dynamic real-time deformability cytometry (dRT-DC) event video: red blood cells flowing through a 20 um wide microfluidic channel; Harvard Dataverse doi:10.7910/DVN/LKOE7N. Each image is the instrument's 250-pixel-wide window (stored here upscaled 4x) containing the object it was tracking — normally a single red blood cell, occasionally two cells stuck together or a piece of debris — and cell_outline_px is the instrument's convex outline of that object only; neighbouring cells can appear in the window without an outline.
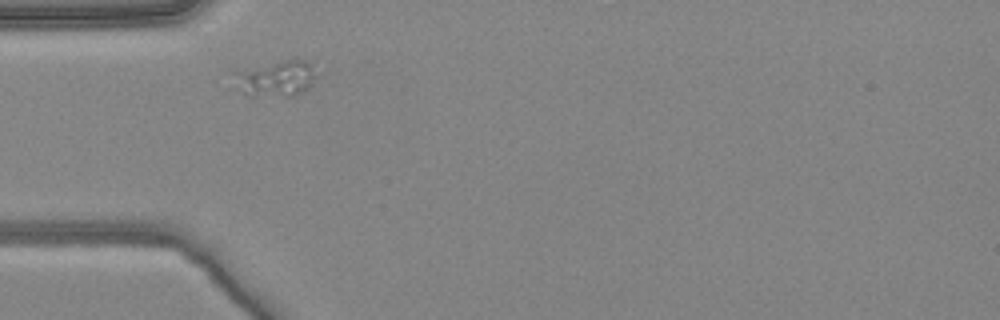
{"species": "common noctule bat (a hibernating species)", "species_latin": "Nyctalus noctula", "temperature_condition": "warm", "stored_images_in_passage": 2, "camera_frame_rate_fps": 3000, "um_per_image_px": 0.085, "animal": {"sex": "female", "body_mass_g": 24.6, "forearm_length_mm": 56.2}, "frame": {"image": 1, "passage_image": 1, "time_ms": 0.0, "image_size_px": [1000, 320], "cell_outline_px": [[312, 76], [308, 88], [304, 92], [292, 96], [248, 96], [244, 92], [232, 72], [296, 56], [312, 60]], "centroid_in_image_um": [23.51, 6.62], "position_along_channel_um": 61.5, "area_um2": 17.17}}
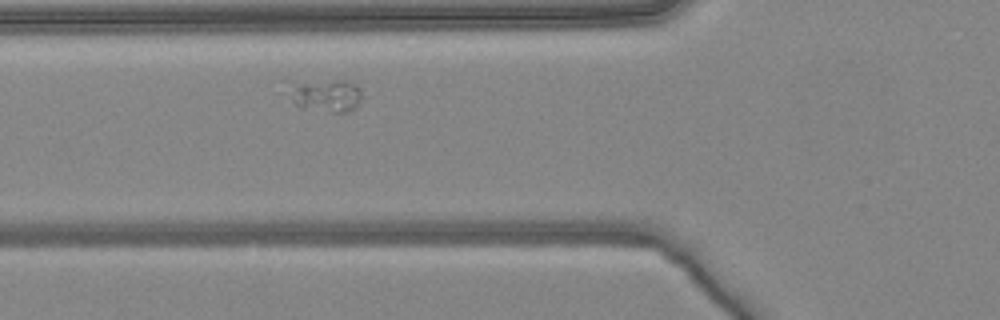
{"frame": {"image": 2, "passage_image": 2, "time_ms": 0.333, "image_size_px": [1000, 320], "cell_outline_px": [[360, 100], [356, 108], [352, 112], [332, 112], [300, 108], [292, 100], [292, 84], [332, 80], [344, 80], [356, 84], [360, 88]], "centroid_in_image_um": [27.8, 8.14], "position_along_channel_um": 98.0, "area_um2": 13.58}}